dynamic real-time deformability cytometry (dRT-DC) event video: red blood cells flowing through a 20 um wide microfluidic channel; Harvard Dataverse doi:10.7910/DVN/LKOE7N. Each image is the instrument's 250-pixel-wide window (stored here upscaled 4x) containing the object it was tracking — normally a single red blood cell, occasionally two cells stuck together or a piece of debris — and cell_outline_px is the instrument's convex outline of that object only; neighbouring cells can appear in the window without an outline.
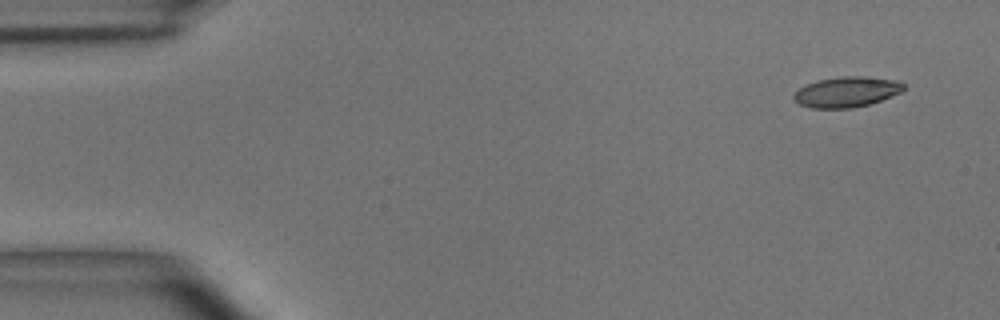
{"species": "common noctule bat (a hibernating species)", "species_latin": "Nyctalus noctula", "temperature_condition": "room temperature", "stored_images_in_passage": 5, "camera_frame_rate_fps": 3000, "um_per_image_px": 0.085, "animal": {"sex": "male", "body_mass_g": 15.6}, "frame": {"image": 1, "passage_image": 1, "time_ms": 0.0, "image_size_px": [1000, 320], "cell_outline_px": [[904, 88], [900, 92], [880, 100], [868, 104], [852, 108], [812, 108], [800, 104], [792, 100], [792, 96], [804, 84], [816, 80], [840, 76], [864, 76], [896, 80], [904, 84]], "centroid_in_image_um": [71.91, 7.8], "position_along_channel_um": 13.1, "area_um2": 19.48}}